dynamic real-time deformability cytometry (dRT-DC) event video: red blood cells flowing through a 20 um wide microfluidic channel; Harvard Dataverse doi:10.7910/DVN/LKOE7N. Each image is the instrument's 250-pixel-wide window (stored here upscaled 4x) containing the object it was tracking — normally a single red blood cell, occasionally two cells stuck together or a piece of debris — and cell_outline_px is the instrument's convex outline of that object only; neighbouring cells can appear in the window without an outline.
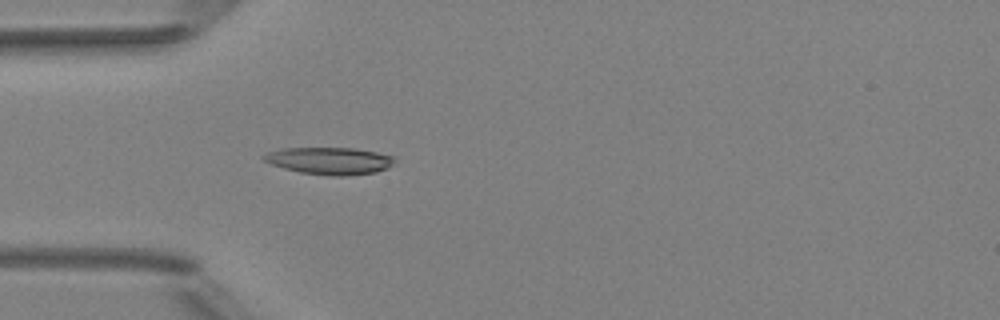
{"species": "Egyptian fruit bat (a non-hibernating species)", "species_latin": "Rousettus aegyptiacus", "temperature_condition": "room temperature", "stored_images_in_passage": 3, "camera_frame_rate_fps": 3000, "um_per_image_px": 0.085, "animal": {"sex": "female"}, "frame": {"image": 1, "passage_image": 3, "time_ms": 2.0, "image_size_px": [1000, 320], "cell_outline_px": [[396, 160], [388, 168], [376, 172], [344, 176], [336, 176], [300, 172], [284, 168], [272, 164], [264, 160], [260, 156], [268, 152], [280, 148], [356, 148], [376, 152], [392, 156]], "centroid_in_image_um": [28.01, 13.66], "position_along_channel_um": 57.0, "area_um2": 20.63}}